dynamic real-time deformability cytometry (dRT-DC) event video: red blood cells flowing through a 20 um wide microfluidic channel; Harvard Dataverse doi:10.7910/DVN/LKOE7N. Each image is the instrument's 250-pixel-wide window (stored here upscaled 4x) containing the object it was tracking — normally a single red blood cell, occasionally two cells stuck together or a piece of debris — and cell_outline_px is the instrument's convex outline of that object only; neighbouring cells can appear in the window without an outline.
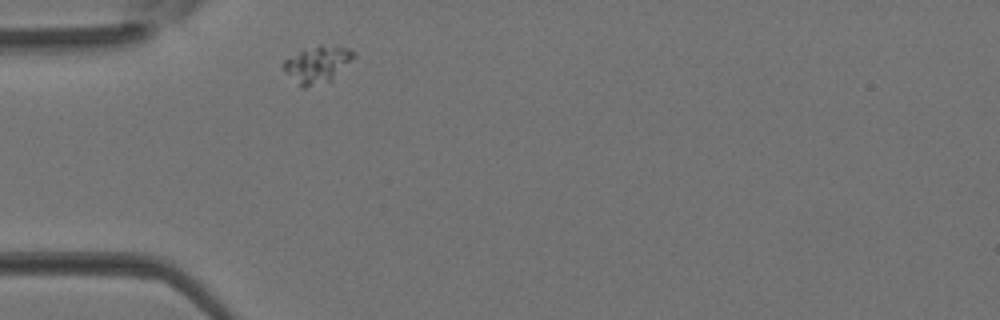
{"species": "Egyptian fruit bat (a non-hibernating species)", "species_latin": "Rousettus aegyptiacus", "temperature_condition": "room temperature", "stored_images_in_passage": 1, "camera_frame_rate_fps": 3000, "um_per_image_px": 0.085, "animal": {"sex": "female"}, "frame": {"image": 1, "passage_image": 1, "time_ms": 0.0, "image_size_px": [1000, 320], "cell_outline_px": [[356, 56], [332, 80], [304, 88], [300, 88], [284, 72], [280, 64], [284, 60], [300, 52], [320, 44], [348, 48], [356, 52]], "centroid_in_image_um": [26.96, 5.49], "position_along_channel_um": 58.0, "area_um2": 15.14}}